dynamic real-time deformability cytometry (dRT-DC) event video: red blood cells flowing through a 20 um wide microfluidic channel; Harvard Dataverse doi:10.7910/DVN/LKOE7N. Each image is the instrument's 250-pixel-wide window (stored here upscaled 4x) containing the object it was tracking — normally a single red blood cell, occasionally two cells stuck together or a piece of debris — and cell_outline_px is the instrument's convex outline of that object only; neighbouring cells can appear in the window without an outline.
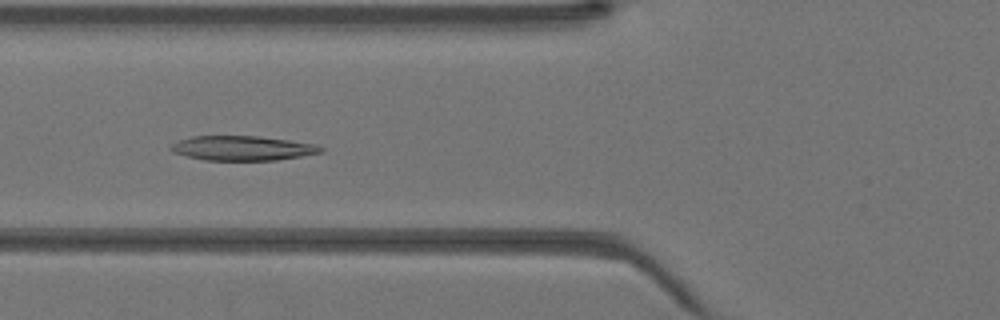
{"species": "Egyptian fruit bat (a non-hibernating species)", "species_latin": "Rousettus aegyptiacus", "temperature_condition": "warm", "stored_images_in_passage": 42, "camera_frame_rate_fps": 3000, "um_per_image_px": 0.085, "animal": {"sex": "female"}, "frame": {"image": 1, "passage_image": 15, "time_ms": 4.667, "image_size_px": [1000, 320], "cell_outline_px": [[324, 152], [276, 160], [204, 160], [172, 152], [168, 148], [172, 144], [180, 140], [192, 136], [256, 136], [288, 140], [316, 144], [324, 148]], "centroid_in_image_um": [20.61, 12.59], "position_along_channel_um": 105.2, "area_um2": 21.39}}
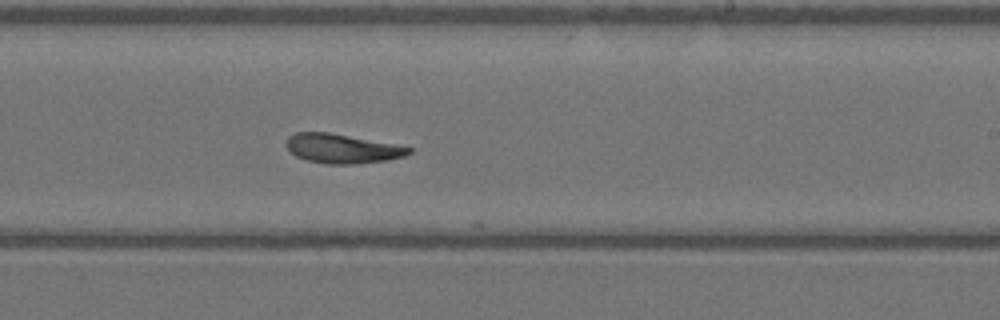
{"frame": {"image": 2, "passage_image": 25, "time_ms": 8.0, "image_size_px": [1000, 320], "cell_outline_px": [[412, 152], [404, 156], [388, 160], [352, 164], [324, 164], [308, 160], [296, 156], [284, 144], [288, 136], [296, 132], [328, 132], [396, 144], [412, 148]], "centroid_in_image_um": [29.07, 12.62], "position_along_channel_um": 259.9, "area_um2": 20.92}}
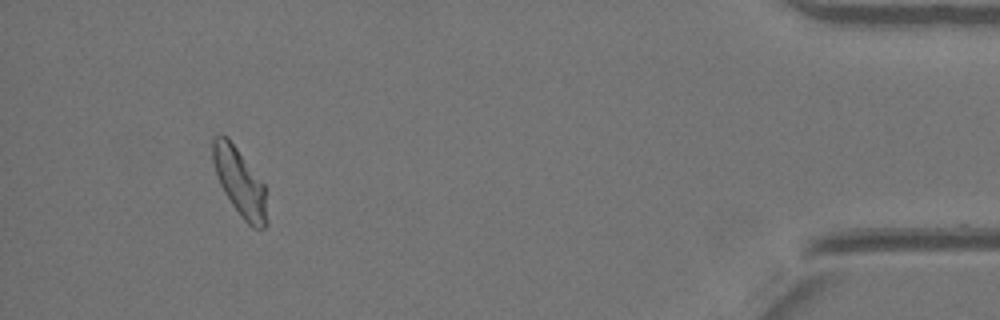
{"frame": {"image": 3, "passage_image": 39, "time_ms": 12.667, "image_size_px": [1000, 320], "cell_outline_px": [[268, 224], [264, 228], [252, 228], [240, 216], [224, 192], [220, 184], [212, 160], [212, 140], [216, 136], [224, 136], [236, 148], [264, 184], [268, 220]], "centroid_in_image_um": [20.4, 15.56], "position_along_channel_um": 414.8, "area_um2": 20.92}}